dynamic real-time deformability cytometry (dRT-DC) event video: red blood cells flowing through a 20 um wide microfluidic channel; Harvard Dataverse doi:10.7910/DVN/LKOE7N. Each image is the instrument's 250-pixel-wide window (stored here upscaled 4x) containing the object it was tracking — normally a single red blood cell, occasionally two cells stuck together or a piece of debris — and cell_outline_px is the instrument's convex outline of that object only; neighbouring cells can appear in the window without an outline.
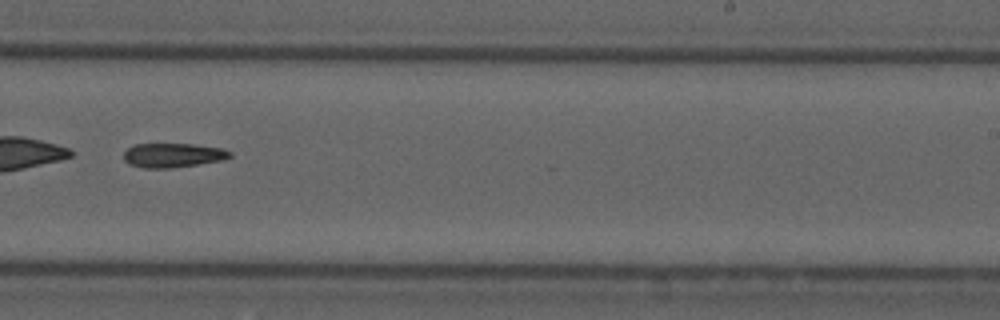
{"species": "common noctule bat (a hibernating species)", "species_latin": "Nyctalus noctula", "temperature_condition": "cold", "stored_images_in_passage": 54, "segment_of_instrument_passage": [2, 2], "camera_frame_rate_fps": 3000, "um_per_image_px": 0.085, "animal": {"sex": "male", "forearm_length_mm": 52.5}, "frame": {"image": 1, "passage_image": 34, "time_ms": 11.0, "image_size_px": [1000, 320], "cell_outline_px": [[232, 156], [224, 160], [172, 168], [144, 168], [128, 164], [124, 160], [124, 152], [132, 144], [192, 144], [224, 148], [232, 152]], "centroid_in_image_um": [14.71, 13.19], "position_along_channel_um": 274.3, "area_um2": 15.2}}